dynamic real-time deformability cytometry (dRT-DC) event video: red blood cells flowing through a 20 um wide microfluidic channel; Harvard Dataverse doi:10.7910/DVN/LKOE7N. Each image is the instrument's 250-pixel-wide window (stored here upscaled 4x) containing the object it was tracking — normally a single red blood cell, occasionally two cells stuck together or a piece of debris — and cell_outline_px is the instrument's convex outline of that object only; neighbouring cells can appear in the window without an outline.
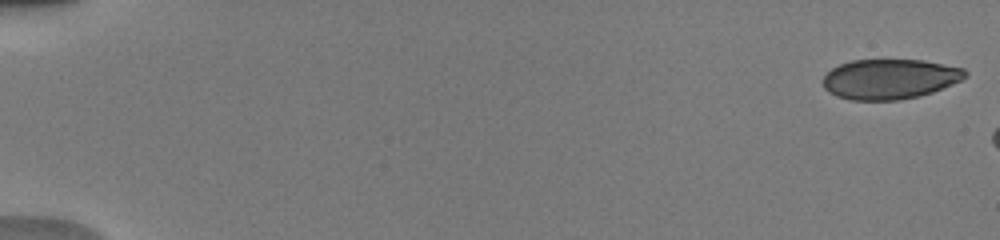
{"species": "human", "species_latin": "Homo sapiens", "temperature_condition": "warm", "stored_images_in_passage": 10, "camera_frame_rate_fps": 3000, "um_per_image_px": 0.085, "donor": {"sex": "male"}, "frame": {"image": 1, "passage_image": 1, "time_ms": 0.0, "image_size_px": [1000, 240], "cell_outline_px": [[968, 76], [952, 84], [932, 92], [920, 96], [900, 100], [852, 100], [836, 96], [828, 92], [824, 88], [824, 76], [832, 68], [840, 64], [852, 60], [924, 60], [964, 68], [968, 72]], "centroid_in_image_um": [75.64, 6.72], "position_along_channel_um": 9.4, "area_um2": 33.23}}